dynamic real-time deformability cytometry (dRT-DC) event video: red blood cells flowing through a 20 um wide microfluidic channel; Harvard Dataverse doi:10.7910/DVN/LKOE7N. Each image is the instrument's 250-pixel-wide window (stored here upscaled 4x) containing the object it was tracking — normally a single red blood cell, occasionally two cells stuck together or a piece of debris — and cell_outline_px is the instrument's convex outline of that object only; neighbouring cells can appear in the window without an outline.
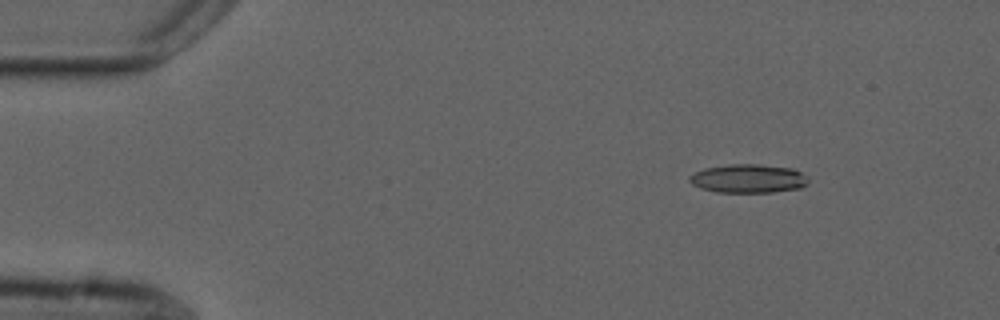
{"species": "common noctule bat (a hibernating species)", "species_latin": "Nyctalus noctula", "temperature_condition": "cold", "stored_images_in_passage": 6, "camera_frame_rate_fps": 3000, "um_per_image_px": 0.085, "animal": {"sex": "male", "forearm_length_mm": 52.5}, "frame": {"image": 1, "passage_image": 3, "time_ms": 2.0, "image_size_px": [1000, 320], "cell_outline_px": [[808, 184], [800, 188], [772, 192], [716, 192], [700, 188], [692, 184], [688, 180], [688, 176], [704, 168], [728, 164], [756, 164], [792, 168], [808, 176]], "centroid_in_image_um": [63.6, 15.18], "position_along_channel_um": 21.4, "area_um2": 19.94}}